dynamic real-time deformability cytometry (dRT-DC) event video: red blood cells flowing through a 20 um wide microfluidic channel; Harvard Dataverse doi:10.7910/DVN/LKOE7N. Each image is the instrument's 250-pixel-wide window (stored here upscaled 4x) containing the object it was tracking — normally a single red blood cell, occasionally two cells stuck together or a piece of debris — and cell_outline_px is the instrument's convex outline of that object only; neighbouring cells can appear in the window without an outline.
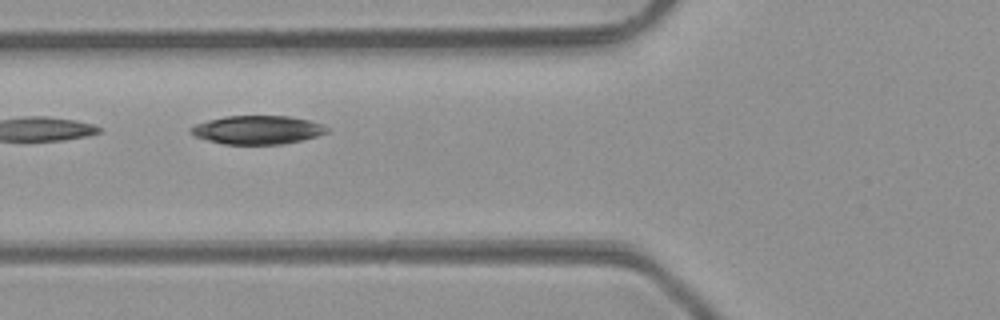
{"species": "common noctule bat (a hibernating species)", "species_latin": "Nyctalus noctula", "temperature_condition": "room temperature", "stored_images_in_passage": 3, "camera_frame_rate_fps": 3000, "um_per_image_px": 0.085, "animal": {"sex": "male", "body_mass_g": 23.1, "forearm_length_mm": 52.7}, "frame": {"image": 1, "passage_image": 3, "time_ms": 2.333, "image_size_px": [1000, 320], "cell_outline_px": [[328, 132], [316, 136], [284, 144], [224, 144], [192, 136], [188, 132], [188, 128], [196, 124], [208, 120], [224, 116], [288, 116], [308, 120], [324, 124], [328, 128]], "centroid_in_image_um": [21.84, 11.04], "position_along_channel_um": 104.0, "area_um2": 22.72}}